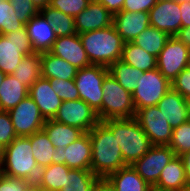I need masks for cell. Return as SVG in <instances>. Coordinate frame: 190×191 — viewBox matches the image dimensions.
I'll use <instances>...</instances> for the list:
<instances>
[{"mask_svg": "<svg viewBox=\"0 0 190 191\" xmlns=\"http://www.w3.org/2000/svg\"><path fill=\"white\" fill-rule=\"evenodd\" d=\"M92 144L91 171L99 178H107L111 173L128 166L112 131L99 121L89 131Z\"/></svg>", "mask_w": 190, "mask_h": 191, "instance_id": "cell-1", "label": "cell"}, {"mask_svg": "<svg viewBox=\"0 0 190 191\" xmlns=\"http://www.w3.org/2000/svg\"><path fill=\"white\" fill-rule=\"evenodd\" d=\"M40 168L28 137H16L0 151V172L10 177L36 182Z\"/></svg>", "mask_w": 190, "mask_h": 191, "instance_id": "cell-2", "label": "cell"}, {"mask_svg": "<svg viewBox=\"0 0 190 191\" xmlns=\"http://www.w3.org/2000/svg\"><path fill=\"white\" fill-rule=\"evenodd\" d=\"M90 63L109 67L121 60L124 40L114 25L79 34Z\"/></svg>", "mask_w": 190, "mask_h": 191, "instance_id": "cell-3", "label": "cell"}, {"mask_svg": "<svg viewBox=\"0 0 190 191\" xmlns=\"http://www.w3.org/2000/svg\"><path fill=\"white\" fill-rule=\"evenodd\" d=\"M102 122L112 131L127 165L139 160L153 146L134 117L107 119Z\"/></svg>", "mask_w": 190, "mask_h": 191, "instance_id": "cell-4", "label": "cell"}, {"mask_svg": "<svg viewBox=\"0 0 190 191\" xmlns=\"http://www.w3.org/2000/svg\"><path fill=\"white\" fill-rule=\"evenodd\" d=\"M102 87V107L97 112L100 121L135 116L136 110L132 94L126 91L110 74L103 80Z\"/></svg>", "mask_w": 190, "mask_h": 191, "instance_id": "cell-5", "label": "cell"}, {"mask_svg": "<svg viewBox=\"0 0 190 191\" xmlns=\"http://www.w3.org/2000/svg\"><path fill=\"white\" fill-rule=\"evenodd\" d=\"M35 51L25 26L15 32L0 34V70L12 75L19 62Z\"/></svg>", "mask_w": 190, "mask_h": 191, "instance_id": "cell-6", "label": "cell"}, {"mask_svg": "<svg viewBox=\"0 0 190 191\" xmlns=\"http://www.w3.org/2000/svg\"><path fill=\"white\" fill-rule=\"evenodd\" d=\"M109 74L108 67L93 65L78 69L74 78L80 99L87 103L96 113L102 107V83Z\"/></svg>", "mask_w": 190, "mask_h": 191, "instance_id": "cell-7", "label": "cell"}, {"mask_svg": "<svg viewBox=\"0 0 190 191\" xmlns=\"http://www.w3.org/2000/svg\"><path fill=\"white\" fill-rule=\"evenodd\" d=\"M171 88V82L157 68L144 71L138 80L135 92L132 94L135 110L147 106H157Z\"/></svg>", "mask_w": 190, "mask_h": 191, "instance_id": "cell-8", "label": "cell"}, {"mask_svg": "<svg viewBox=\"0 0 190 191\" xmlns=\"http://www.w3.org/2000/svg\"><path fill=\"white\" fill-rule=\"evenodd\" d=\"M134 118L149 137L152 145L170 144L173 128L157 106L138 109Z\"/></svg>", "mask_w": 190, "mask_h": 191, "instance_id": "cell-9", "label": "cell"}, {"mask_svg": "<svg viewBox=\"0 0 190 191\" xmlns=\"http://www.w3.org/2000/svg\"><path fill=\"white\" fill-rule=\"evenodd\" d=\"M189 51L175 36L170 37L157 57V69L172 83L187 68Z\"/></svg>", "mask_w": 190, "mask_h": 191, "instance_id": "cell-10", "label": "cell"}, {"mask_svg": "<svg viewBox=\"0 0 190 191\" xmlns=\"http://www.w3.org/2000/svg\"><path fill=\"white\" fill-rule=\"evenodd\" d=\"M8 112L17 137H28L42 130L46 121L29 95Z\"/></svg>", "mask_w": 190, "mask_h": 191, "instance_id": "cell-11", "label": "cell"}, {"mask_svg": "<svg viewBox=\"0 0 190 191\" xmlns=\"http://www.w3.org/2000/svg\"><path fill=\"white\" fill-rule=\"evenodd\" d=\"M169 146L153 145L139 160L131 166L151 186H154L164 167L175 157Z\"/></svg>", "mask_w": 190, "mask_h": 191, "instance_id": "cell-12", "label": "cell"}, {"mask_svg": "<svg viewBox=\"0 0 190 191\" xmlns=\"http://www.w3.org/2000/svg\"><path fill=\"white\" fill-rule=\"evenodd\" d=\"M53 120L89 132L100 120L83 100L63 101Z\"/></svg>", "mask_w": 190, "mask_h": 191, "instance_id": "cell-13", "label": "cell"}, {"mask_svg": "<svg viewBox=\"0 0 190 191\" xmlns=\"http://www.w3.org/2000/svg\"><path fill=\"white\" fill-rule=\"evenodd\" d=\"M92 144L89 132L84 133L77 140L65 148H56L53 164H66L70 169L91 170Z\"/></svg>", "mask_w": 190, "mask_h": 191, "instance_id": "cell-14", "label": "cell"}, {"mask_svg": "<svg viewBox=\"0 0 190 191\" xmlns=\"http://www.w3.org/2000/svg\"><path fill=\"white\" fill-rule=\"evenodd\" d=\"M179 2L176 0H158L149 11L150 26L175 36L181 29V12Z\"/></svg>", "mask_w": 190, "mask_h": 191, "instance_id": "cell-15", "label": "cell"}, {"mask_svg": "<svg viewBox=\"0 0 190 191\" xmlns=\"http://www.w3.org/2000/svg\"><path fill=\"white\" fill-rule=\"evenodd\" d=\"M49 52L66 60L77 69L91 65L78 33L57 37Z\"/></svg>", "mask_w": 190, "mask_h": 191, "instance_id": "cell-16", "label": "cell"}, {"mask_svg": "<svg viewBox=\"0 0 190 191\" xmlns=\"http://www.w3.org/2000/svg\"><path fill=\"white\" fill-rule=\"evenodd\" d=\"M74 21L77 33L83 34L113 25V15L101 3L92 0Z\"/></svg>", "mask_w": 190, "mask_h": 191, "instance_id": "cell-17", "label": "cell"}, {"mask_svg": "<svg viewBox=\"0 0 190 191\" xmlns=\"http://www.w3.org/2000/svg\"><path fill=\"white\" fill-rule=\"evenodd\" d=\"M113 25L124 42L135 38L150 26L149 12L120 11L113 15Z\"/></svg>", "mask_w": 190, "mask_h": 191, "instance_id": "cell-18", "label": "cell"}, {"mask_svg": "<svg viewBox=\"0 0 190 191\" xmlns=\"http://www.w3.org/2000/svg\"><path fill=\"white\" fill-rule=\"evenodd\" d=\"M29 96L37 104L45 120L53 119L63 102L51 88L49 79L44 77H39L29 88Z\"/></svg>", "mask_w": 190, "mask_h": 191, "instance_id": "cell-19", "label": "cell"}, {"mask_svg": "<svg viewBox=\"0 0 190 191\" xmlns=\"http://www.w3.org/2000/svg\"><path fill=\"white\" fill-rule=\"evenodd\" d=\"M157 107L173 129L190 120L189 100L172 88L158 102Z\"/></svg>", "mask_w": 190, "mask_h": 191, "instance_id": "cell-20", "label": "cell"}, {"mask_svg": "<svg viewBox=\"0 0 190 191\" xmlns=\"http://www.w3.org/2000/svg\"><path fill=\"white\" fill-rule=\"evenodd\" d=\"M25 28L35 52L49 51L57 39L54 27L40 12L25 25Z\"/></svg>", "mask_w": 190, "mask_h": 191, "instance_id": "cell-21", "label": "cell"}, {"mask_svg": "<svg viewBox=\"0 0 190 191\" xmlns=\"http://www.w3.org/2000/svg\"><path fill=\"white\" fill-rule=\"evenodd\" d=\"M41 77L46 79L74 80L78 69L49 51L40 53Z\"/></svg>", "mask_w": 190, "mask_h": 191, "instance_id": "cell-22", "label": "cell"}, {"mask_svg": "<svg viewBox=\"0 0 190 191\" xmlns=\"http://www.w3.org/2000/svg\"><path fill=\"white\" fill-rule=\"evenodd\" d=\"M29 95V88L12 75H6L0 85V111H9Z\"/></svg>", "mask_w": 190, "mask_h": 191, "instance_id": "cell-23", "label": "cell"}, {"mask_svg": "<svg viewBox=\"0 0 190 191\" xmlns=\"http://www.w3.org/2000/svg\"><path fill=\"white\" fill-rule=\"evenodd\" d=\"M42 129L46 132L55 149L67 147L84 134L82 130L76 127L65 125L53 119H47Z\"/></svg>", "mask_w": 190, "mask_h": 191, "instance_id": "cell-24", "label": "cell"}, {"mask_svg": "<svg viewBox=\"0 0 190 191\" xmlns=\"http://www.w3.org/2000/svg\"><path fill=\"white\" fill-rule=\"evenodd\" d=\"M185 184H187V181L183 160L180 156H175L161 171L154 187L176 191Z\"/></svg>", "mask_w": 190, "mask_h": 191, "instance_id": "cell-25", "label": "cell"}, {"mask_svg": "<svg viewBox=\"0 0 190 191\" xmlns=\"http://www.w3.org/2000/svg\"><path fill=\"white\" fill-rule=\"evenodd\" d=\"M107 179L116 191H149L151 187L131 165L111 173Z\"/></svg>", "mask_w": 190, "mask_h": 191, "instance_id": "cell-26", "label": "cell"}, {"mask_svg": "<svg viewBox=\"0 0 190 191\" xmlns=\"http://www.w3.org/2000/svg\"><path fill=\"white\" fill-rule=\"evenodd\" d=\"M121 60L142 71H150L157 68V57L147 53L133 42L124 43Z\"/></svg>", "mask_w": 190, "mask_h": 191, "instance_id": "cell-27", "label": "cell"}, {"mask_svg": "<svg viewBox=\"0 0 190 191\" xmlns=\"http://www.w3.org/2000/svg\"><path fill=\"white\" fill-rule=\"evenodd\" d=\"M70 168L66 164H50L39 171L36 183L47 191H60L65 185L66 174Z\"/></svg>", "mask_w": 190, "mask_h": 191, "instance_id": "cell-28", "label": "cell"}, {"mask_svg": "<svg viewBox=\"0 0 190 191\" xmlns=\"http://www.w3.org/2000/svg\"><path fill=\"white\" fill-rule=\"evenodd\" d=\"M109 74L128 92L133 94L144 71L118 60L108 67Z\"/></svg>", "mask_w": 190, "mask_h": 191, "instance_id": "cell-29", "label": "cell"}, {"mask_svg": "<svg viewBox=\"0 0 190 191\" xmlns=\"http://www.w3.org/2000/svg\"><path fill=\"white\" fill-rule=\"evenodd\" d=\"M12 76L30 88L41 77L40 53L34 52L31 55H26L19 62Z\"/></svg>", "mask_w": 190, "mask_h": 191, "instance_id": "cell-30", "label": "cell"}, {"mask_svg": "<svg viewBox=\"0 0 190 191\" xmlns=\"http://www.w3.org/2000/svg\"><path fill=\"white\" fill-rule=\"evenodd\" d=\"M169 38L167 33L149 26L135 38L133 43L143 48L147 53L158 57Z\"/></svg>", "mask_w": 190, "mask_h": 191, "instance_id": "cell-31", "label": "cell"}, {"mask_svg": "<svg viewBox=\"0 0 190 191\" xmlns=\"http://www.w3.org/2000/svg\"><path fill=\"white\" fill-rule=\"evenodd\" d=\"M32 145V153L41 169L52 164V156L55 151L52 142L49 140L46 132L42 129L28 136Z\"/></svg>", "mask_w": 190, "mask_h": 191, "instance_id": "cell-32", "label": "cell"}, {"mask_svg": "<svg viewBox=\"0 0 190 191\" xmlns=\"http://www.w3.org/2000/svg\"><path fill=\"white\" fill-rule=\"evenodd\" d=\"M40 13L54 27L57 37L77 34L74 17L64 14L49 5L41 9Z\"/></svg>", "mask_w": 190, "mask_h": 191, "instance_id": "cell-33", "label": "cell"}, {"mask_svg": "<svg viewBox=\"0 0 190 191\" xmlns=\"http://www.w3.org/2000/svg\"><path fill=\"white\" fill-rule=\"evenodd\" d=\"M98 179L91 170L70 169L60 191H92Z\"/></svg>", "mask_w": 190, "mask_h": 191, "instance_id": "cell-34", "label": "cell"}, {"mask_svg": "<svg viewBox=\"0 0 190 191\" xmlns=\"http://www.w3.org/2000/svg\"><path fill=\"white\" fill-rule=\"evenodd\" d=\"M9 0H0V34L5 35L22 29L25 25L19 21Z\"/></svg>", "mask_w": 190, "mask_h": 191, "instance_id": "cell-35", "label": "cell"}, {"mask_svg": "<svg viewBox=\"0 0 190 191\" xmlns=\"http://www.w3.org/2000/svg\"><path fill=\"white\" fill-rule=\"evenodd\" d=\"M168 146L176 156L190 152V120L173 129L172 139Z\"/></svg>", "mask_w": 190, "mask_h": 191, "instance_id": "cell-36", "label": "cell"}, {"mask_svg": "<svg viewBox=\"0 0 190 191\" xmlns=\"http://www.w3.org/2000/svg\"><path fill=\"white\" fill-rule=\"evenodd\" d=\"M51 88L62 101H74L80 99L79 91L74 80L49 79Z\"/></svg>", "mask_w": 190, "mask_h": 191, "instance_id": "cell-37", "label": "cell"}, {"mask_svg": "<svg viewBox=\"0 0 190 191\" xmlns=\"http://www.w3.org/2000/svg\"><path fill=\"white\" fill-rule=\"evenodd\" d=\"M91 1L92 0H50L48 5L75 18L88 7Z\"/></svg>", "mask_w": 190, "mask_h": 191, "instance_id": "cell-38", "label": "cell"}, {"mask_svg": "<svg viewBox=\"0 0 190 191\" xmlns=\"http://www.w3.org/2000/svg\"><path fill=\"white\" fill-rule=\"evenodd\" d=\"M15 15L21 23L26 25L33 17H35L40 10L35 7L31 0H9Z\"/></svg>", "mask_w": 190, "mask_h": 191, "instance_id": "cell-39", "label": "cell"}, {"mask_svg": "<svg viewBox=\"0 0 190 191\" xmlns=\"http://www.w3.org/2000/svg\"><path fill=\"white\" fill-rule=\"evenodd\" d=\"M17 137L8 111H0V151Z\"/></svg>", "mask_w": 190, "mask_h": 191, "instance_id": "cell-40", "label": "cell"}, {"mask_svg": "<svg viewBox=\"0 0 190 191\" xmlns=\"http://www.w3.org/2000/svg\"><path fill=\"white\" fill-rule=\"evenodd\" d=\"M31 181L0 173V191H27Z\"/></svg>", "mask_w": 190, "mask_h": 191, "instance_id": "cell-41", "label": "cell"}, {"mask_svg": "<svg viewBox=\"0 0 190 191\" xmlns=\"http://www.w3.org/2000/svg\"><path fill=\"white\" fill-rule=\"evenodd\" d=\"M172 89L190 100V69L185 68L171 83Z\"/></svg>", "mask_w": 190, "mask_h": 191, "instance_id": "cell-42", "label": "cell"}, {"mask_svg": "<svg viewBox=\"0 0 190 191\" xmlns=\"http://www.w3.org/2000/svg\"><path fill=\"white\" fill-rule=\"evenodd\" d=\"M158 2V0H125L123 11L128 12H149Z\"/></svg>", "mask_w": 190, "mask_h": 191, "instance_id": "cell-43", "label": "cell"}, {"mask_svg": "<svg viewBox=\"0 0 190 191\" xmlns=\"http://www.w3.org/2000/svg\"><path fill=\"white\" fill-rule=\"evenodd\" d=\"M101 3L112 15L122 11L125 0H95Z\"/></svg>", "mask_w": 190, "mask_h": 191, "instance_id": "cell-44", "label": "cell"}, {"mask_svg": "<svg viewBox=\"0 0 190 191\" xmlns=\"http://www.w3.org/2000/svg\"><path fill=\"white\" fill-rule=\"evenodd\" d=\"M181 12V28L190 27V1L179 2Z\"/></svg>", "mask_w": 190, "mask_h": 191, "instance_id": "cell-45", "label": "cell"}, {"mask_svg": "<svg viewBox=\"0 0 190 191\" xmlns=\"http://www.w3.org/2000/svg\"><path fill=\"white\" fill-rule=\"evenodd\" d=\"M92 191H116V189L107 178H99Z\"/></svg>", "mask_w": 190, "mask_h": 191, "instance_id": "cell-46", "label": "cell"}, {"mask_svg": "<svg viewBox=\"0 0 190 191\" xmlns=\"http://www.w3.org/2000/svg\"><path fill=\"white\" fill-rule=\"evenodd\" d=\"M175 37L190 49V27L181 28Z\"/></svg>", "mask_w": 190, "mask_h": 191, "instance_id": "cell-47", "label": "cell"}, {"mask_svg": "<svg viewBox=\"0 0 190 191\" xmlns=\"http://www.w3.org/2000/svg\"><path fill=\"white\" fill-rule=\"evenodd\" d=\"M180 157L184 163L187 184H190V152H186Z\"/></svg>", "mask_w": 190, "mask_h": 191, "instance_id": "cell-48", "label": "cell"}, {"mask_svg": "<svg viewBox=\"0 0 190 191\" xmlns=\"http://www.w3.org/2000/svg\"><path fill=\"white\" fill-rule=\"evenodd\" d=\"M50 0H31L32 4L37 7L39 10L43 9L49 4Z\"/></svg>", "mask_w": 190, "mask_h": 191, "instance_id": "cell-49", "label": "cell"}, {"mask_svg": "<svg viewBox=\"0 0 190 191\" xmlns=\"http://www.w3.org/2000/svg\"><path fill=\"white\" fill-rule=\"evenodd\" d=\"M27 191H47V190L39 186L36 182H34L30 185Z\"/></svg>", "mask_w": 190, "mask_h": 191, "instance_id": "cell-50", "label": "cell"}, {"mask_svg": "<svg viewBox=\"0 0 190 191\" xmlns=\"http://www.w3.org/2000/svg\"><path fill=\"white\" fill-rule=\"evenodd\" d=\"M176 191H190V184H185L184 186H182Z\"/></svg>", "mask_w": 190, "mask_h": 191, "instance_id": "cell-51", "label": "cell"}, {"mask_svg": "<svg viewBox=\"0 0 190 191\" xmlns=\"http://www.w3.org/2000/svg\"><path fill=\"white\" fill-rule=\"evenodd\" d=\"M5 77H6V74L0 70V85L2 84Z\"/></svg>", "mask_w": 190, "mask_h": 191, "instance_id": "cell-52", "label": "cell"}, {"mask_svg": "<svg viewBox=\"0 0 190 191\" xmlns=\"http://www.w3.org/2000/svg\"><path fill=\"white\" fill-rule=\"evenodd\" d=\"M149 191H173V190H162V189H158V188H156L154 186H151Z\"/></svg>", "mask_w": 190, "mask_h": 191, "instance_id": "cell-53", "label": "cell"}, {"mask_svg": "<svg viewBox=\"0 0 190 191\" xmlns=\"http://www.w3.org/2000/svg\"><path fill=\"white\" fill-rule=\"evenodd\" d=\"M187 68L190 69V51H189V56H188Z\"/></svg>", "mask_w": 190, "mask_h": 191, "instance_id": "cell-54", "label": "cell"}, {"mask_svg": "<svg viewBox=\"0 0 190 191\" xmlns=\"http://www.w3.org/2000/svg\"><path fill=\"white\" fill-rule=\"evenodd\" d=\"M178 2H183V1H190V0H176Z\"/></svg>", "mask_w": 190, "mask_h": 191, "instance_id": "cell-55", "label": "cell"}]
</instances>
